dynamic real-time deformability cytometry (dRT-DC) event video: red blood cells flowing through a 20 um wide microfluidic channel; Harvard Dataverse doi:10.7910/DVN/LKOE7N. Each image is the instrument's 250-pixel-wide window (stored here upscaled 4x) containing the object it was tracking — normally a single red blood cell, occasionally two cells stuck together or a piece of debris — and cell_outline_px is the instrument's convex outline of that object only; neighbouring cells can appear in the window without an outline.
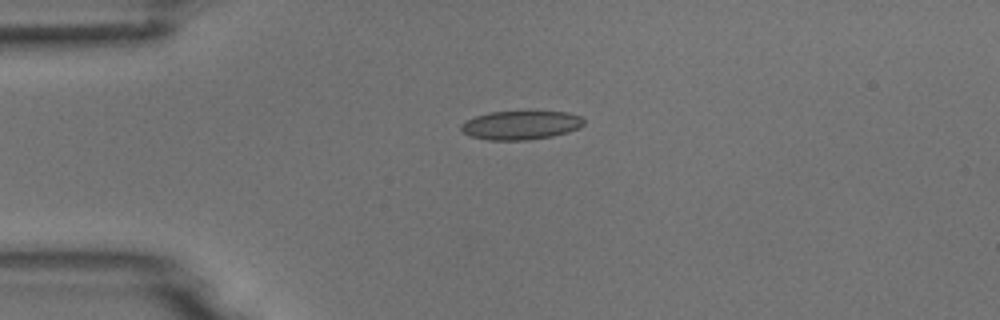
{"species": "common noctule bat (a hibernating species)", "species_latin": "Nyctalus noctula", "temperature_condition": "room temperature", "stored_images_in_passage": 2, "camera_frame_rate_fps": 3000, "um_per_image_px": 0.085, "animal": {"sex": "male", "body_mass_g": 18.8}, "frame": {"image": 1, "passage_image": 1, "time_ms": 0.0, "image_size_px": [1000, 320], "cell_outline_px": [[584, 124], [580, 128], [568, 132], [552, 136], [528, 140], [488, 140], [472, 136], [464, 132], [460, 128], [460, 124], [464, 120], [488, 112], [568, 112], [580, 116], [584, 120]], "centroid_in_image_um": [44.26, 10.64], "position_along_channel_um": 40.7, "area_um2": 20.58}}